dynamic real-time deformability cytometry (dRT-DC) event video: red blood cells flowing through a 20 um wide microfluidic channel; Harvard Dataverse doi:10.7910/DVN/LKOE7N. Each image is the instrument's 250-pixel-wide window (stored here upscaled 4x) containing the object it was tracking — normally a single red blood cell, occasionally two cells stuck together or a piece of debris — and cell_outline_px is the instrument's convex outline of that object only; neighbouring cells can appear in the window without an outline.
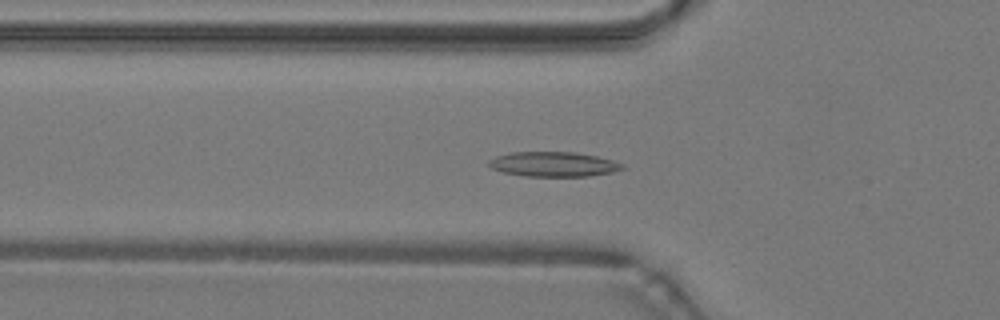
{"species": "common noctule bat (a hibernating species)", "species_latin": "Nyctalus noctula", "temperature_condition": "warm", "stored_images_in_passage": 49, "camera_frame_rate_fps": 3000, "um_per_image_px": 0.085, "animal": {"sex": "male", "body_mass_g": 19.2, "forearm_length_mm": 51.8}, "frame": {"image": 1, "passage_image": 17, "time_ms": 5.333, "image_size_px": [1000, 320], "cell_outline_px": [[628, 168], [612, 172], [588, 176], [524, 176], [504, 172], [492, 168], [488, 164], [488, 160], [496, 156], [512, 152], [572, 152], [596, 156], [612, 160], [624, 164]], "centroid_in_image_um": [47.07, 13.96], "position_along_channel_um": 78.7, "area_um2": 19.25}}
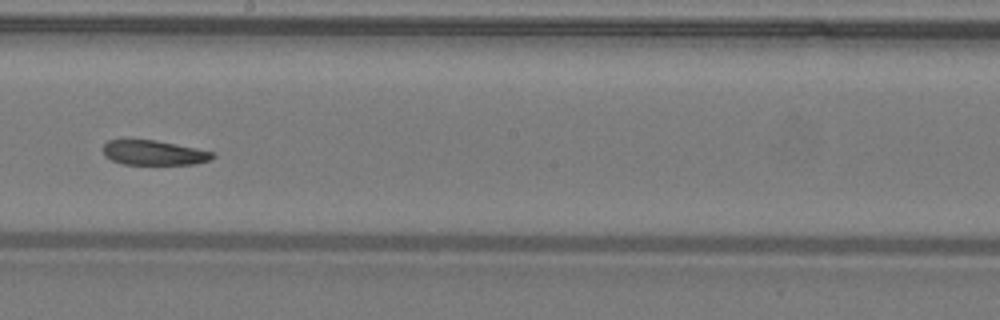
{"frame": {"image": 2, "passage_image": 28, "time_ms": 9.0, "image_size_px": [1000, 320], "cell_outline_px": [[216, 156], [208, 160], [196, 164], [124, 164], [112, 160], [104, 156], [104, 144], [108, 140], [156, 140], [216, 152]], "centroid_in_image_um": [13.11, 12.98], "position_along_channel_um": 235.1, "area_um2": 15.72}}
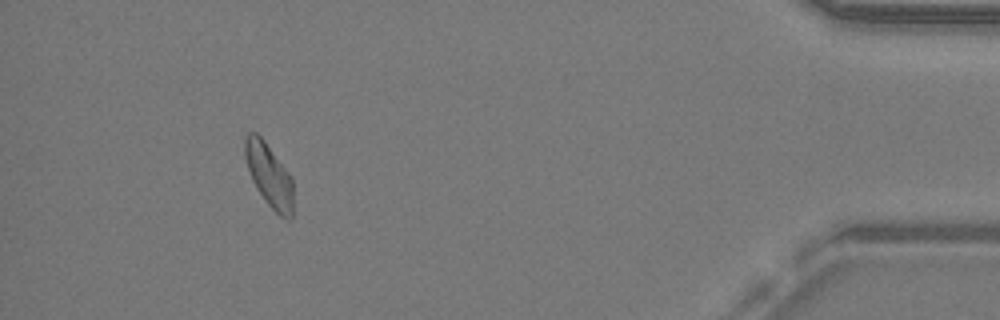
{"frame": {"image": 3, "passage_image": 45, "time_ms": 14.667, "image_size_px": [1000, 320], "cell_outline_px": [[292, 220], [288, 220], [280, 216], [264, 200], [256, 188], [252, 180], [244, 156], [244, 136], [248, 132], [256, 132], [264, 140], [288, 172], [292, 180]], "centroid_in_image_um": [22.85, 14.88], "position_along_channel_um": 412.4, "area_um2": 17.74}, "authors_computed_cell_mechanics": {"area_um2": 17.8602, "velocity_mm_per_s": 4.2401, "shape_relaxation_time_tau1_ms": null, "shape_relaxation_time_tau2_ms": 5.6075, "deformation_change_tau1": null, "deformation_change_tau2": 0.1236}}